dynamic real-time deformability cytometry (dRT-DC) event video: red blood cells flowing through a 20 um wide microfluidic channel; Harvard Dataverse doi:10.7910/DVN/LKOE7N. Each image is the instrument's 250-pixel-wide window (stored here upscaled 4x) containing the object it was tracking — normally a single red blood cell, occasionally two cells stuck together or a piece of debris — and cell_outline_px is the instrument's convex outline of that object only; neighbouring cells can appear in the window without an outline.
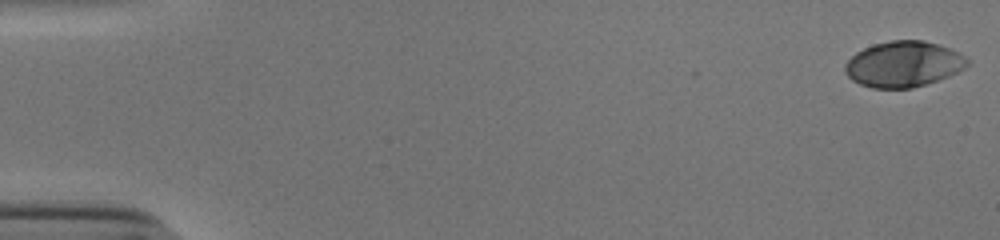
{"species": "human", "species_latin": "Homo sapiens", "temperature_condition": "cold", "stored_images_in_passage": 54, "camera_frame_rate_fps": 3000, "um_per_image_px": 0.085, "donor": {"sex": "male"}, "frame": {"image": 1, "passage_image": 1, "time_ms": 0.0, "image_size_px": [1000, 240], "cell_outline_px": [[968, 64], [964, 68], [948, 76], [912, 88], [872, 88], [860, 84], [852, 80], [848, 76], [844, 68], [844, 64], [856, 52], [872, 44], [892, 40], [924, 40], [948, 48], [964, 56], [968, 60]], "centroid_in_image_um": [76.75, 5.45], "position_along_channel_um": 8.3, "area_um2": 32.31}}
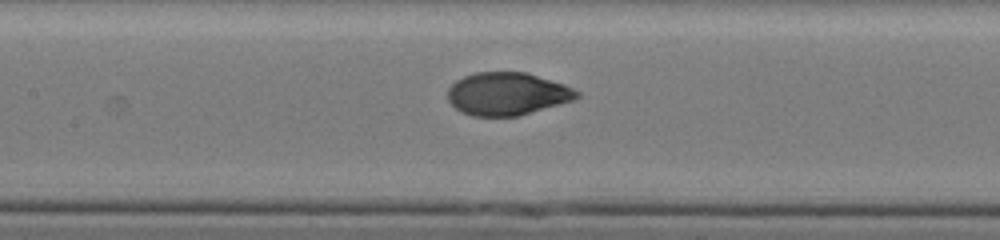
{"frame": {"image": 2, "passage_image": 26, "time_ms": 8.333, "image_size_px": [1000, 240], "cell_outline_px": [[580, 96], [572, 100], [516, 116], [472, 116], [460, 112], [448, 100], [448, 88], [456, 80], [464, 76], [476, 72], [528, 72], [564, 84], [580, 92]], "centroid_in_image_um": [43.09, 7.96], "position_along_channel_um": 164.3, "area_um2": 32.02}}
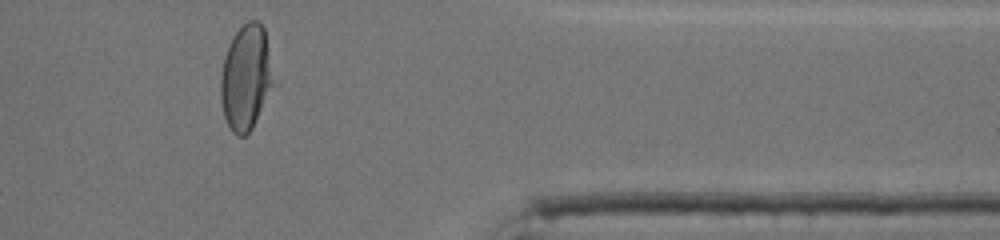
{"frame": {"image": 3, "passage_image": 45, "time_ms": 14.667, "image_size_px": [1000, 240], "cell_outline_px": [[280, 84], [252, 128], [244, 136], [236, 136], [232, 132], [224, 116], [220, 100], [220, 76], [224, 56], [232, 36], [248, 20], [256, 20], [264, 28], [280, 80]], "centroid_in_image_um": [21.02, 6.61], "position_along_channel_um": 390.4, "area_um2": 34.51}, "authors_computed_cell_mechanics": {"area_um2": 32.7726, "velocity_mm_per_s": 3.8442, "shape_relaxation_time_tau1_ms": 3.7998, "shape_relaxation_time_tau2_ms": null, "deformation_change_tau1": 0.189, "deformation_change_tau2": null}}